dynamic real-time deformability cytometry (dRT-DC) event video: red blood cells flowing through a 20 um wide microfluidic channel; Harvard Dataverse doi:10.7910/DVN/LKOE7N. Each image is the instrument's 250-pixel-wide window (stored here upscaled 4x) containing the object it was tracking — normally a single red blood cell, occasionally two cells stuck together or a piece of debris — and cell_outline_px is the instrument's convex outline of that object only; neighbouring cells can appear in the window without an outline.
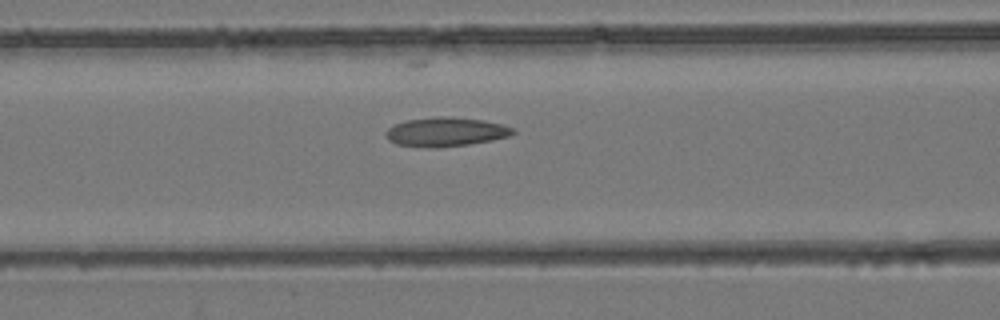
{"species": "common noctule bat (a hibernating species)", "species_latin": "Nyctalus noctula", "temperature_condition": "room temperature", "stored_images_in_passage": 25, "camera_frame_rate_fps": 3000, "um_per_image_px": 0.085, "animal": {"sex": "female", "body_mass_g": 24.6, "forearm_length_mm": 56.2}, "frame": {"image": 1, "passage_image": 7, "time_ms": 2.0, "image_size_px": [1000, 320], "cell_outline_px": [[516, 132], [512, 136], [492, 140], [468, 144], [436, 148], [428, 148], [396, 144], [388, 140], [384, 132], [388, 128], [396, 124], [408, 120], [436, 116], [452, 116], [484, 120], [504, 124], [516, 128]], "centroid_in_image_um": [37.94, 11.2], "position_along_channel_um": 128.7, "area_um2": 21.91}}
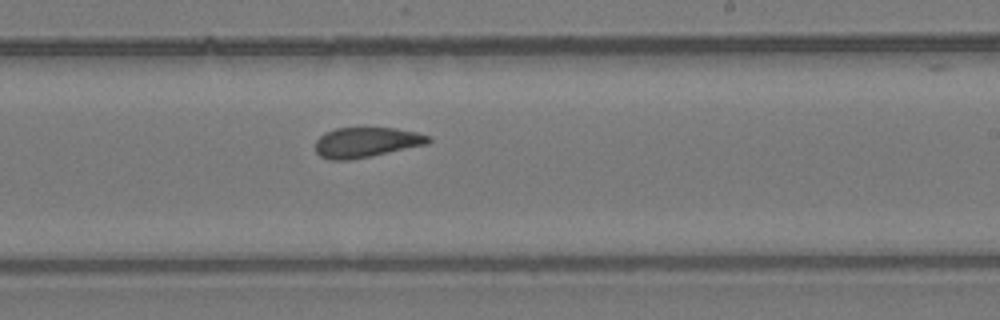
{"frame": {"image": 2, "passage_image": 16, "time_ms": 5.0, "image_size_px": [1000, 320], "cell_outline_px": [[432, 140], [428, 144], [372, 156], [352, 160], [328, 160], [320, 156], [316, 152], [316, 140], [324, 132], [336, 128], [396, 128], [416, 132], [432, 136]], "centroid_in_image_um": [31.15, 12.1], "position_along_channel_um": 257.9, "area_um2": 20.06}}
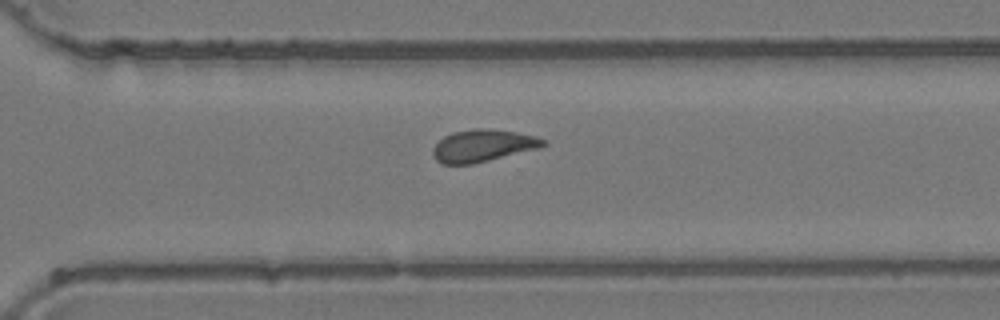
{"frame": {"image": 3, "passage_image": 21, "time_ms": 6.667, "image_size_px": [1000, 320], "cell_outline_px": [[548, 144], [540, 148], [472, 164], [440, 164], [436, 160], [432, 152], [432, 148], [444, 136], [452, 132], [472, 128], [492, 128], [516, 132], [536, 136], [548, 140]], "centroid_in_image_um": [41.07, 12.37], "position_along_channel_um": 329.5, "area_um2": 20.98}}